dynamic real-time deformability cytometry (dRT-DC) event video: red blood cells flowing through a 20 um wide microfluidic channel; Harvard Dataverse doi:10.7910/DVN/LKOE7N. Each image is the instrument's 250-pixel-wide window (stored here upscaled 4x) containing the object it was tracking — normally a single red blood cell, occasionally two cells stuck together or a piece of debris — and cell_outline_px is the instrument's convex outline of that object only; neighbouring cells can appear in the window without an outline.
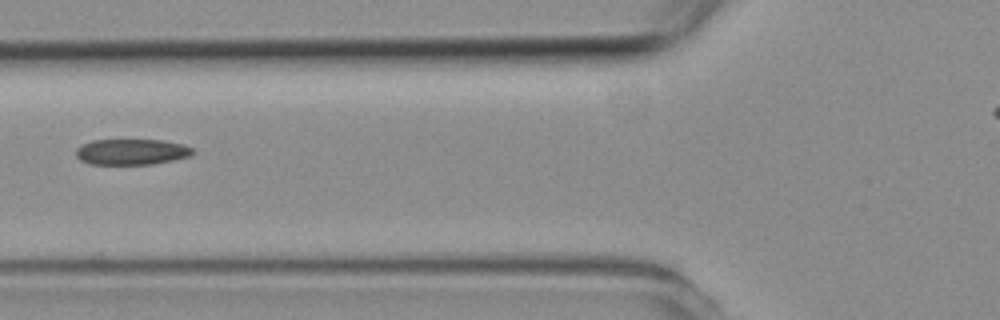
{"species": "common noctule bat (a hibernating species)", "species_latin": "Nyctalus noctula", "temperature_condition": "room temperature", "stored_images_in_passage": 6, "camera_frame_rate_fps": 3000, "um_per_image_px": 0.085, "animal": {"sex": "female", "body_mass_g": 19.3, "forearm_length_mm": 54.1}, "frame": {"image": 1, "passage_image": 6, "time_ms": 5.667, "image_size_px": [1000, 320], "cell_outline_px": [[192, 156], [152, 164], [88, 164], [80, 160], [76, 156], [76, 148], [92, 140], [160, 140], [184, 144], [192, 148]], "centroid_in_image_um": [11.17, 12.91], "position_along_channel_um": 114.6, "area_um2": 17.51}}